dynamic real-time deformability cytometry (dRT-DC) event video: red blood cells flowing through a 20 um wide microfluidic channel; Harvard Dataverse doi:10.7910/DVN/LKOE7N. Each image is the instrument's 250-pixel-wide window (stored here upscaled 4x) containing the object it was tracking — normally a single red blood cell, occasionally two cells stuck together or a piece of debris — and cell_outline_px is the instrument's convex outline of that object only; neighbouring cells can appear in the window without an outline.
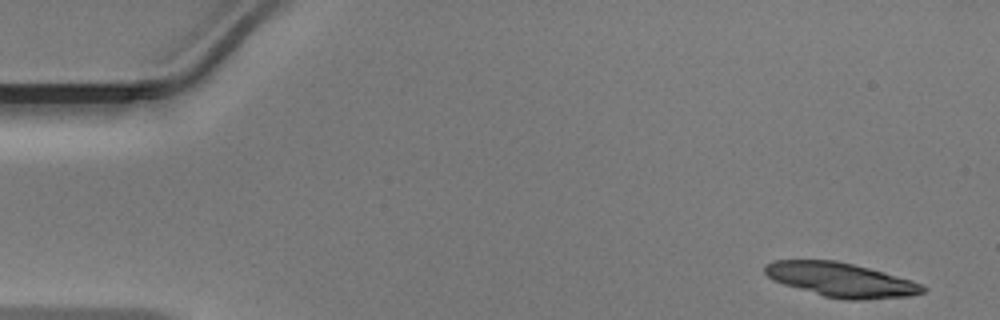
{"species": "Egyptian fruit bat (a non-hibernating species)", "species_latin": "Rousettus aegyptiacus", "temperature_condition": "warm", "stored_images_in_passage": 17, "camera_frame_rate_fps": 3000, "um_per_image_px": 0.085, "animal": {"sex": "male"}, "frame": {"image": 1, "passage_image": 1, "time_ms": 0.0, "image_size_px": [1000, 320], "cell_outline_px": [[928, 288], [924, 292], [912, 296], [868, 300], [848, 300], [824, 296], [784, 284], [768, 276], [764, 272], [764, 264], [772, 260], [836, 260], [884, 272], [912, 280]], "centroid_in_image_um": [71.51, 23.79], "position_along_channel_um": 13.5, "area_um2": 31.44}}
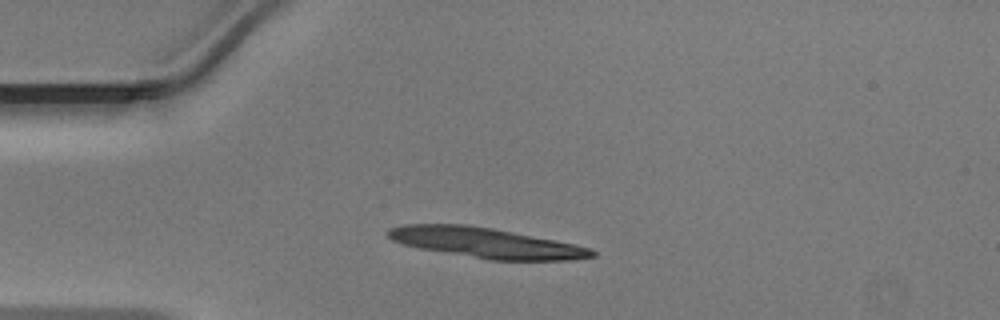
{"frame": {"image": 2, "passage_image": 10, "time_ms": 3.0, "image_size_px": [1000, 320], "cell_outline_px": [[596, 256], [572, 260], [488, 260], [420, 248], [404, 244], [392, 240], [384, 232], [388, 228], [400, 224], [468, 224], [492, 228], [592, 248], [596, 252]], "centroid_in_image_um": [41.25, 20.63], "position_along_channel_um": 43.8, "area_um2": 35.72}}